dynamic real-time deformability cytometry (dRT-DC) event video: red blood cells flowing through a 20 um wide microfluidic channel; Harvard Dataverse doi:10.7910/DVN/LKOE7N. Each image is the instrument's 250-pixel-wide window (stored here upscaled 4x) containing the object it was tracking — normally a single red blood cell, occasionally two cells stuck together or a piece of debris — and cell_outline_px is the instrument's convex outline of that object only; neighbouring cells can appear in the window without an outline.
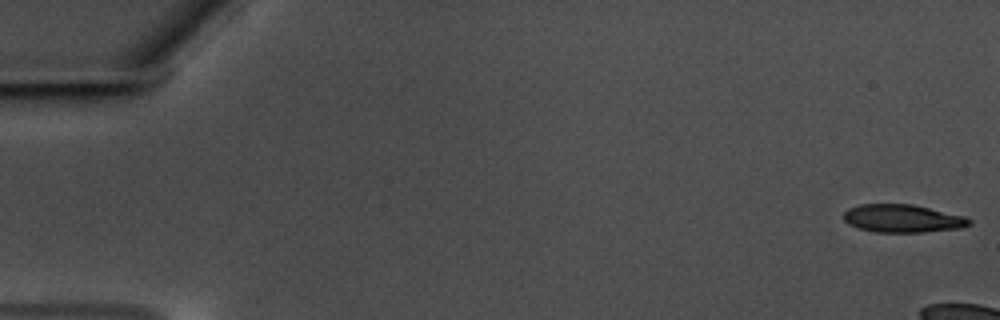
{"species": "common noctule bat (a hibernating species)", "species_latin": "Nyctalus noctula", "temperature_condition": "warm", "stored_images_in_passage": 10, "camera_frame_rate_fps": 3000, "um_per_image_px": 0.085, "animal": {"sex": "male", "body_mass_g": 17.5, "forearm_length_mm": 52.3}, "frame": {"image": 1, "passage_image": 1, "time_ms": 0.0, "image_size_px": [1000, 320], "cell_outline_px": [[972, 224], [960, 228], [924, 232], [876, 232], [860, 228], [848, 224], [844, 220], [844, 212], [848, 208], [860, 204], [912, 204], [964, 216], [972, 220]], "centroid_in_image_um": [76.72, 18.57], "position_along_channel_um": 8.3, "area_um2": 20.4}}